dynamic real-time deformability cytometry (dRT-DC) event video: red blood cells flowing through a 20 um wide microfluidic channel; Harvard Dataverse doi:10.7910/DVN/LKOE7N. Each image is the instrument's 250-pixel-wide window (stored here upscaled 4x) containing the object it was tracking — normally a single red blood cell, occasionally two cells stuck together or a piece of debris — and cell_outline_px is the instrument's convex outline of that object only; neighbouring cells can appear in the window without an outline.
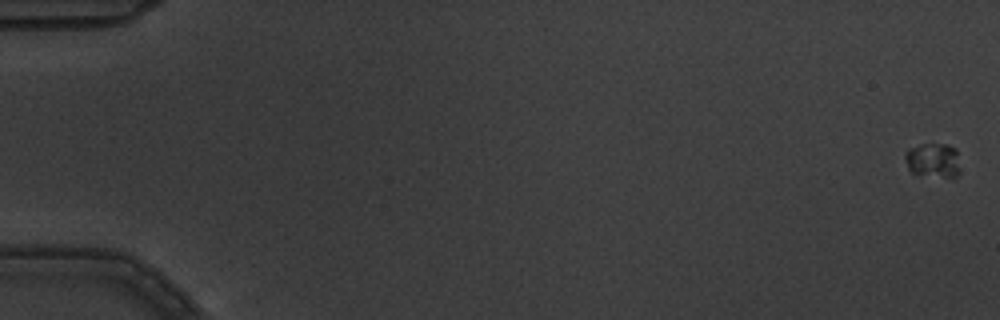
{"species": "common noctule bat (a hibernating species)", "species_latin": "Nyctalus noctula", "temperature_condition": "warm", "stored_images_in_passage": 7, "camera_frame_rate_fps": 3000, "um_per_image_px": 0.085, "animal": {"sex": "male", "body_mass_g": 19.5, "forearm_length_mm": 54.6}, "frame": {"image": 1, "passage_image": 1, "time_ms": 0.0, "image_size_px": [1000, 320], "cell_outline_px": [[956, 176], [944, 176], [912, 172], [908, 168], [904, 156], [908, 148], [920, 144], [948, 144], [956, 148]], "centroid_in_image_um": [79.24, 13.55], "position_along_channel_um": 5.8, "area_um2": 10.46}}
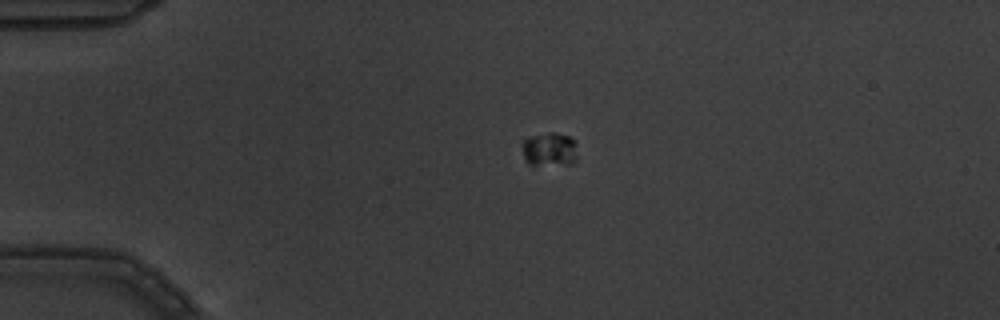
{"frame": {"image": 2, "passage_image": 5, "time_ms": 1.333, "image_size_px": [1000, 320], "cell_outline_px": [[576, 160], [572, 164], [528, 164], [524, 160], [520, 144], [528, 136], [548, 132], [552, 132], [568, 136], [576, 144]], "centroid_in_image_um": [46.65, 12.68], "position_along_channel_um": 38.3, "area_um2": 11.04}}